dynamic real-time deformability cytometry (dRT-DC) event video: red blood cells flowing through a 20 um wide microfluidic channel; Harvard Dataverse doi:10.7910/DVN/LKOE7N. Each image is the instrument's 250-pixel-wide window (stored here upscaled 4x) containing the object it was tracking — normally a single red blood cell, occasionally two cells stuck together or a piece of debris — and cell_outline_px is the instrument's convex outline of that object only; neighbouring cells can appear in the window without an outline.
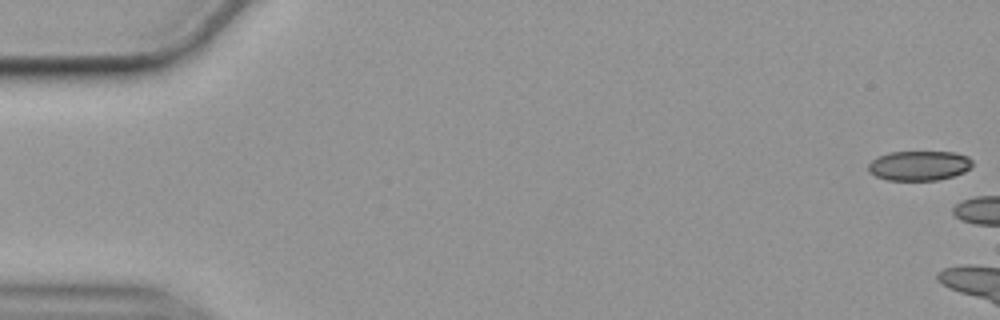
{"species": "common noctule bat (a hibernating species)", "species_latin": "Nyctalus noctula", "temperature_condition": "cold", "stored_images_in_passage": 5, "camera_frame_rate_fps": 3000, "um_per_image_px": 0.085, "animal": {"sex": "female", "body_mass_g": 19.9}, "frame": {"image": 1, "passage_image": 1, "time_ms": 0.0, "image_size_px": [1000, 320], "cell_outline_px": [[972, 168], [964, 172], [952, 176], [936, 180], [888, 180], [876, 176], [868, 172], [868, 164], [876, 156], [888, 152], [956, 152], [968, 156], [972, 160]], "centroid_in_image_um": [78.12, 14.07], "position_along_channel_um": 6.9, "area_um2": 18.21}}